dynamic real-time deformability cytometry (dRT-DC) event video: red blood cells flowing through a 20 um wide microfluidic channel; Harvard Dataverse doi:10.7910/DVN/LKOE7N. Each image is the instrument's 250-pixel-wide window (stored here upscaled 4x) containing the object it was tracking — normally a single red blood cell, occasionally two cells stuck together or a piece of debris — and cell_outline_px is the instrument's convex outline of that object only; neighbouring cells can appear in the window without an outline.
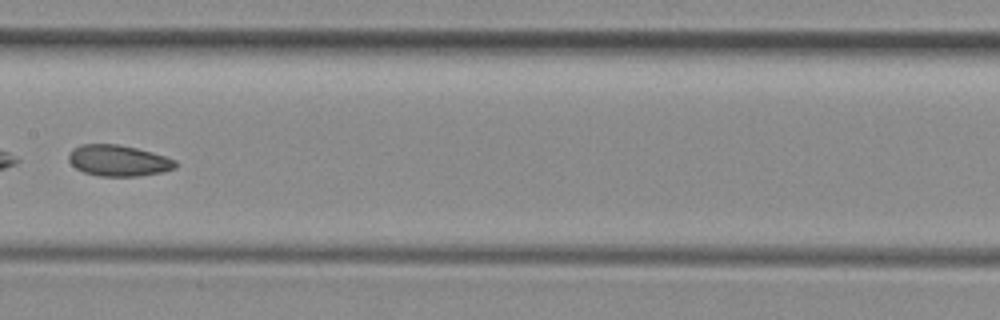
{"species": "common noctule bat (a hibernating species)", "species_latin": "Nyctalus noctula", "temperature_condition": "room temperature", "stored_images_in_passage": 6, "camera_frame_rate_fps": 3000, "um_per_image_px": 0.085, "animal": {"sex": "female", "body_mass_g": 29.2, "forearm_length_mm": 56.3}, "frame": {"image": 1, "passage_image": 6, "time_ms": 1.667, "image_size_px": [1000, 320], "cell_outline_px": [[176, 168], [160, 172], [140, 176], [100, 176], [84, 172], [76, 168], [68, 160], [68, 156], [72, 148], [80, 144], [116, 144], [136, 148], [152, 152], [176, 160]], "centroid_in_image_um": [10.04, 13.64], "position_along_channel_um": 197.4, "area_um2": 19.31}}